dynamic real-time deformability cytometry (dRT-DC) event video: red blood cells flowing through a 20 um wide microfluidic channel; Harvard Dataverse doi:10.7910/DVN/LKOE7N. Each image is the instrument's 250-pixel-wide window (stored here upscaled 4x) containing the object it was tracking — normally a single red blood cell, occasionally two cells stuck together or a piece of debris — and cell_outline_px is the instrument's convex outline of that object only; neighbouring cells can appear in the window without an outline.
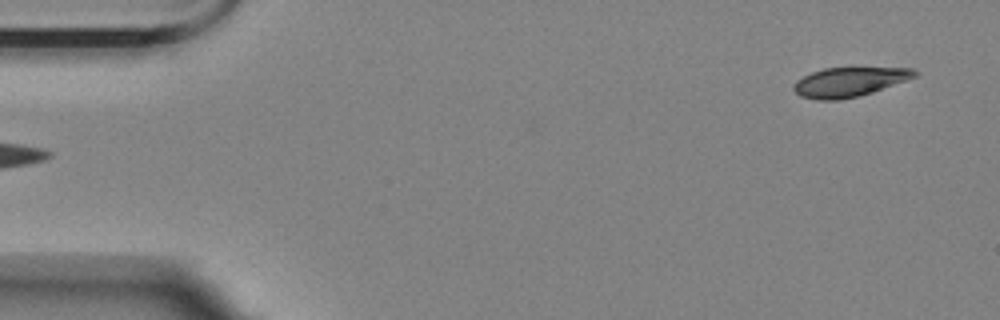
{"species": "Egyptian fruit bat (a non-hibernating species)", "species_latin": "Rousettus aegyptiacus", "temperature_condition": "room temperature", "stored_images_in_passage": 4, "segment_of_instrument_passage": [2, 2], "camera_frame_rate_fps": 3000, "um_per_image_px": 0.085, "animal": {"sex": "female"}, "frame": {"image": 1, "passage_image": 4, "time_ms": 4.333, "image_size_px": [1000, 320], "cell_outline_px": [[920, 72], [916, 76], [872, 92], [860, 96], [840, 100], [816, 100], [800, 96], [792, 88], [792, 84], [796, 80], [812, 72], [824, 68], [912, 68]], "centroid_in_image_um": [72.15, 6.97], "position_along_channel_um": 12.9, "area_um2": 20.63}}